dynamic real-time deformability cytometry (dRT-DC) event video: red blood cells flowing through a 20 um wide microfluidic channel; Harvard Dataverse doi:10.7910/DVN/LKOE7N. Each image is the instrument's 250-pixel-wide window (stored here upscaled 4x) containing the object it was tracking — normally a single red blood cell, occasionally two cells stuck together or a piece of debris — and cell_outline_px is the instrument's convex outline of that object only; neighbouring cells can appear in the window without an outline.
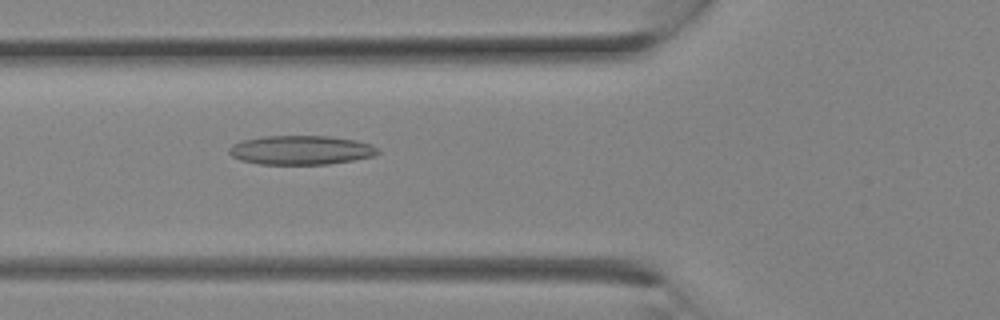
{"species": "Egyptian fruit bat (a non-hibernating species)", "species_latin": "Rousettus aegyptiacus", "temperature_condition": "room temperature", "stored_images_in_passage": 10, "camera_frame_rate_fps": 3000, "um_per_image_px": 0.085, "animal": {"sex": "female"}, "frame": {"image": 1, "passage_image": 10, "time_ms": 3.0, "image_size_px": [1000, 320], "cell_outline_px": [[380, 152], [372, 156], [352, 160], [328, 164], [260, 164], [240, 160], [232, 156], [228, 152], [228, 148], [232, 144], [244, 140], [264, 136], [328, 136], [356, 140], [372, 144], [380, 148]], "centroid_in_image_um": [25.59, 12.75], "position_along_channel_um": 100.2, "area_um2": 25.26}}